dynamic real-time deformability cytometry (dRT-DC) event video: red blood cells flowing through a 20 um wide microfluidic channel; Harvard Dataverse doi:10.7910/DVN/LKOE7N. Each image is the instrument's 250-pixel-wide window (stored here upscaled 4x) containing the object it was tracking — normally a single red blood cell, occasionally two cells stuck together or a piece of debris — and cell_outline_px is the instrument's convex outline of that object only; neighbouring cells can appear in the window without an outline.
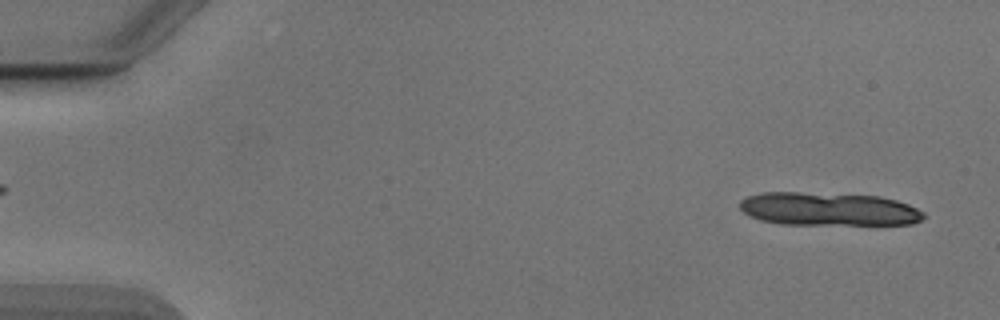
{"species": "Egyptian fruit bat (a non-hibernating species)", "species_latin": "Rousettus aegyptiacus", "temperature_condition": "cold", "stored_images_in_passage": 12, "camera_frame_rate_fps": 3000, "um_per_image_px": 0.085, "animal": {"sex": "male"}, "frame": {"image": 1, "passage_image": 2, "time_ms": 0.333, "image_size_px": [1000, 320], "cell_outline_px": [[924, 216], [920, 220], [912, 224], [780, 224], [760, 220], [744, 212], [740, 208], [740, 200], [748, 196], [764, 192], [800, 192], [880, 196], [896, 200], [908, 204], [924, 212]], "centroid_in_image_um": [70.41, 17.76], "position_along_channel_um": 14.6, "area_um2": 35.49}}